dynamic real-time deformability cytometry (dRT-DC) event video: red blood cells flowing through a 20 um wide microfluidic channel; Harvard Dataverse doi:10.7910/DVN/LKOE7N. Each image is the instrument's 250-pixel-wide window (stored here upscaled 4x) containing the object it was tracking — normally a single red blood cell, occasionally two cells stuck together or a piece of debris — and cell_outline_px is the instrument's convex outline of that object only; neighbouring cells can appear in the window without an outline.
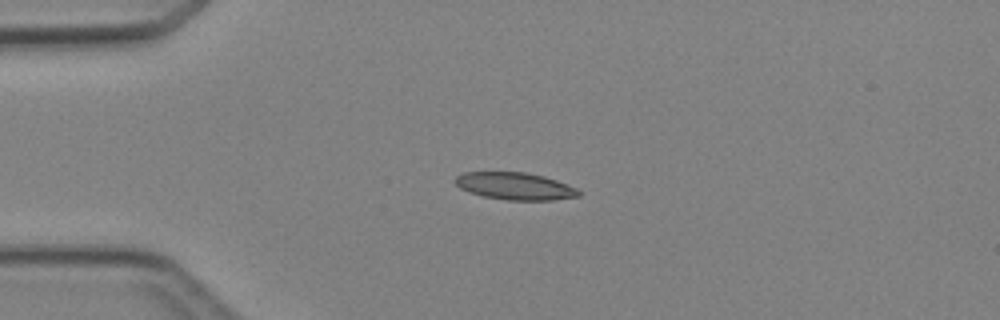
{"species": "Egyptian fruit bat (a non-hibernating species)", "species_latin": "Rousettus aegyptiacus", "temperature_condition": "cold", "stored_images_in_passage": 4, "camera_frame_rate_fps": 3000, "um_per_image_px": 0.085, "animal": {"sex": "female"}, "frame": {"image": 1, "passage_image": 2, "time_ms": 1.0, "image_size_px": [1000, 320], "cell_outline_px": [[580, 196], [552, 200], [508, 200], [484, 196], [468, 192], [460, 188], [452, 180], [456, 176], [464, 172], [524, 172], [544, 176], [556, 180], [576, 188], [580, 192]], "centroid_in_image_um": [43.74, 15.81], "position_along_channel_um": 41.3, "area_um2": 19.59}}
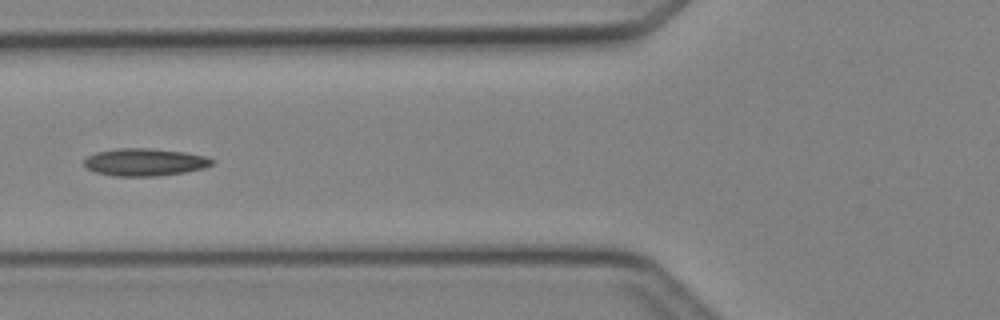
{"frame": {"image": 2, "passage_image": 4, "time_ms": 3.333, "image_size_px": [1000, 320], "cell_outline_px": [[216, 160], [212, 164], [204, 168], [184, 172], [156, 176], [116, 176], [92, 172], [84, 164], [84, 160], [88, 156], [96, 152], [116, 148], [152, 148], [184, 152], [204, 156]], "centroid_in_image_um": [12.29, 13.78], "position_along_channel_um": 113.5, "area_um2": 20.52}}